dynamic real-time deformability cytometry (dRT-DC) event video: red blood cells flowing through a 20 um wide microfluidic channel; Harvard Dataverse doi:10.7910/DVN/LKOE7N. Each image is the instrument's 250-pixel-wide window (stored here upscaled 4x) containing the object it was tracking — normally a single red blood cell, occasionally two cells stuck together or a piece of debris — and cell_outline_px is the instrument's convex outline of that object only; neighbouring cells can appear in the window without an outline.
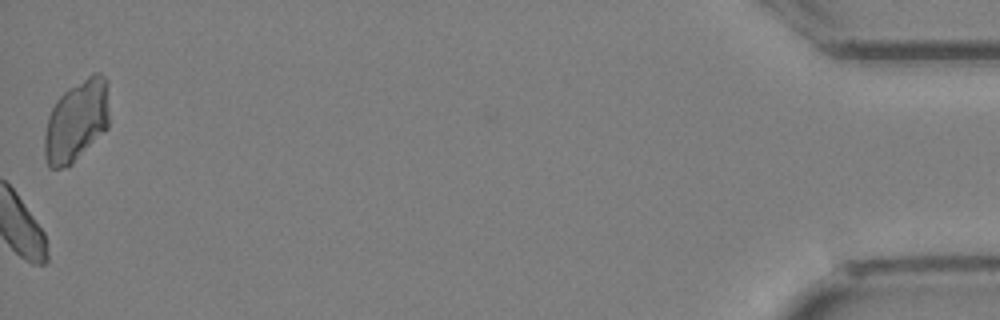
{"species": "Egyptian fruit bat (a non-hibernating species)", "species_latin": "Rousettus aegyptiacus", "temperature_condition": "cold", "stored_images_in_passage": 31, "camera_frame_rate_fps": 3000, "um_per_image_px": 0.085, "animal": {"sex": "female"}, "frame": {"image": 1, "passage_image": 31, "time_ms": 10.0, "image_size_px": [1000, 320], "cell_outline_px": [[108, 128], [68, 168], [48, 168], [44, 156], [44, 136], [48, 116], [56, 100], [68, 88], [92, 72], [100, 72], [108, 80]], "centroid_in_image_um": [6.5, 10.27], "position_along_channel_um": 428.7, "area_um2": 31.27}}